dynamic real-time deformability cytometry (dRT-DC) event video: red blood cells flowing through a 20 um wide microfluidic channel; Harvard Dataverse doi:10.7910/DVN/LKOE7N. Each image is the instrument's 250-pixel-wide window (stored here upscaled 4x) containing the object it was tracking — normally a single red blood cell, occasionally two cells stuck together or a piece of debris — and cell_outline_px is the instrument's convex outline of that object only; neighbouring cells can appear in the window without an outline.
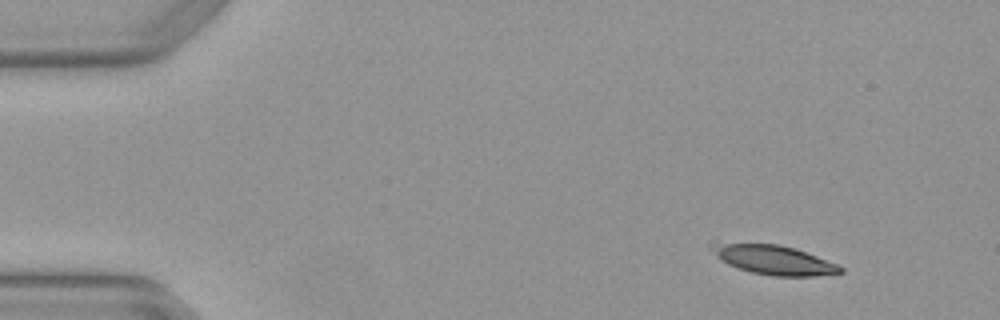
{"species": "Egyptian fruit bat (a non-hibernating species)", "species_latin": "Rousettus aegyptiacus", "temperature_condition": "warm", "stored_images_in_passage": 4, "camera_frame_rate_fps": 3000, "um_per_image_px": 0.085, "animal": {"sex": "female"}, "frame": {"image": 1, "passage_image": 1, "time_ms": 0.0, "image_size_px": [1000, 320], "cell_outline_px": [[844, 272], [812, 276], [776, 276], [752, 272], [728, 264], [720, 260], [716, 256], [708, 244], [776, 244], [796, 248], [840, 264], [844, 268]], "centroid_in_image_um": [65.87, 22.1], "position_along_channel_um": 19.1, "area_um2": 21.68}}
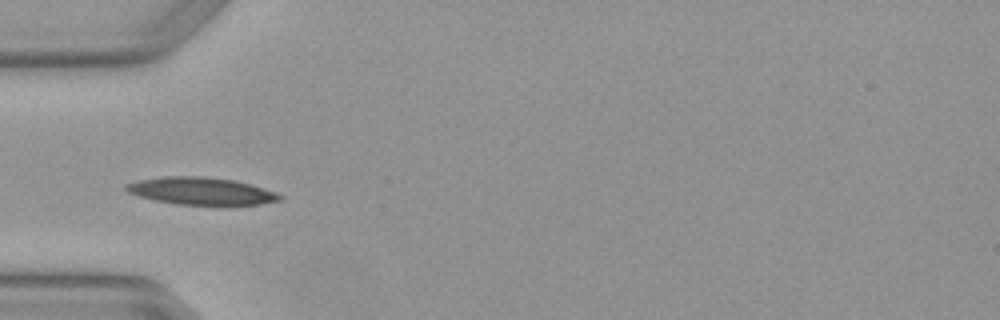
{"frame": {"image": 2, "passage_image": 3, "time_ms": 0.667, "image_size_px": [1000, 320], "cell_outline_px": [[284, 196], [280, 200], [260, 204], [176, 204], [156, 200], [140, 196], [128, 192], [124, 188], [124, 184], [140, 180], [164, 176], [204, 176], [236, 180], [276, 192]], "centroid_in_image_um": [17.09, 16.22], "position_along_channel_um": 67.9, "area_um2": 24.22}}
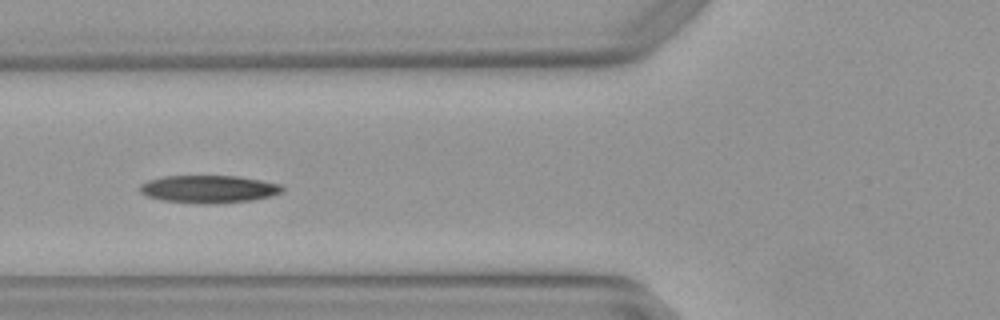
{"frame": {"image": 3, "passage_image": 4, "time_ms": 1.0, "image_size_px": [1000, 320], "cell_outline_px": [[284, 192], [272, 196], [252, 200], [204, 204], [160, 200], [148, 196], [140, 192], [140, 184], [148, 180], [164, 176], [236, 176], [260, 180], [280, 184], [284, 188]], "centroid_in_image_um": [17.75, 16.07], "position_along_channel_um": 108.1, "area_um2": 22.89}}